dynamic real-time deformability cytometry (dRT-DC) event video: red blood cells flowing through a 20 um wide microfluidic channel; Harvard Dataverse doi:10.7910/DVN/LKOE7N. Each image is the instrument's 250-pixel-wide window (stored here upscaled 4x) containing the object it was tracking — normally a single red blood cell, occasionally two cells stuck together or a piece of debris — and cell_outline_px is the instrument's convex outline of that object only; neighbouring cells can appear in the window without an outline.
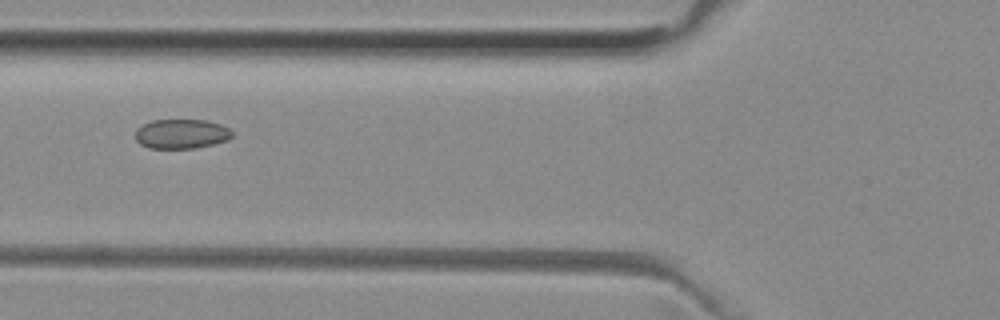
{"species": "common noctule bat (a hibernating species)", "species_latin": "Nyctalus noctula", "temperature_condition": "room temperature", "stored_images_in_passage": 2, "camera_frame_rate_fps": 3000, "um_per_image_px": 0.085, "animal": {"sex": "female", "body_mass_g": 29.2, "forearm_length_mm": 56.3}, "frame": {"image": 1, "passage_image": 2, "time_ms": 0.333, "image_size_px": [1000, 320], "cell_outline_px": [[232, 136], [228, 140], [196, 148], [148, 148], [140, 144], [136, 140], [136, 128], [152, 120], [208, 120], [220, 124], [228, 128], [232, 132]], "centroid_in_image_um": [15.41, 11.38], "position_along_channel_um": 110.4, "area_um2": 16.65}}